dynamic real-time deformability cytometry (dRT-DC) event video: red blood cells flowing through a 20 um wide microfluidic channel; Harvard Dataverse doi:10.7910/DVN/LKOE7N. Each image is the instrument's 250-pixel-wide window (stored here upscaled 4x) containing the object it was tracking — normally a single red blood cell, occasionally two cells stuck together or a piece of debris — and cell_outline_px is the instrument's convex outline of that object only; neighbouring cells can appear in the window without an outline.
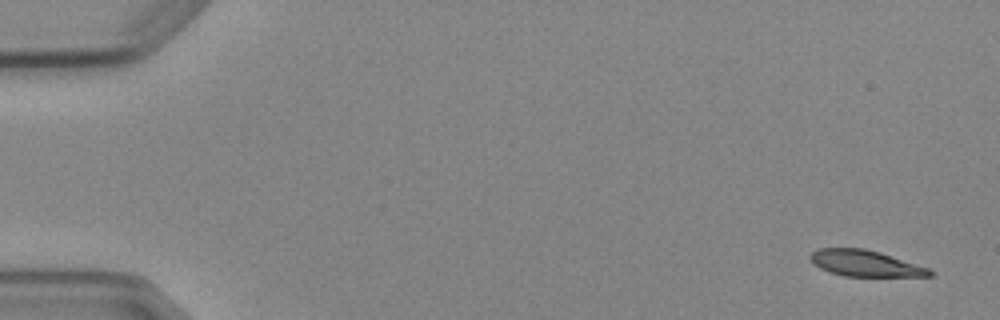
{"species": "Egyptian fruit bat (a non-hibernating species)", "species_latin": "Rousettus aegyptiacus", "temperature_condition": "cold", "stored_images_in_passage": 5, "camera_frame_rate_fps": 3000, "um_per_image_px": 0.085, "animal": {"sex": "female"}, "frame": {"image": 1, "passage_image": 1, "time_ms": 0.0, "image_size_px": [1000, 320], "cell_outline_px": [[932, 276], [844, 276], [828, 272], [820, 268], [808, 256], [812, 252], [820, 248], [864, 248], [880, 252], [928, 268], [932, 272]], "centroid_in_image_um": [73.51, 22.38], "position_along_channel_um": 11.5, "area_um2": 17.98}}
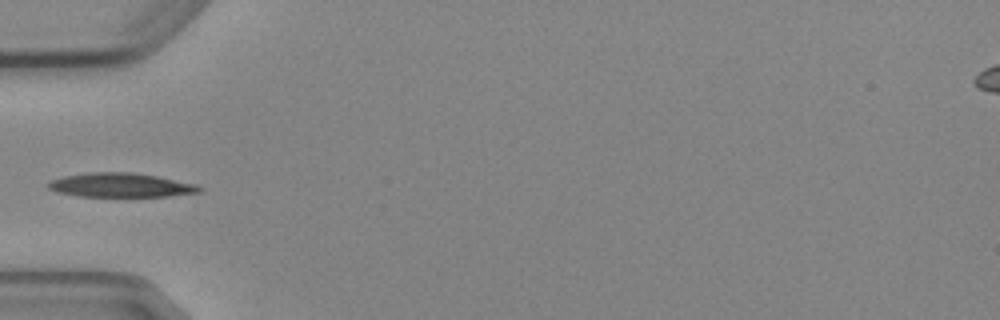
{"frame": {"image": 2, "passage_image": 5, "time_ms": 5.333, "image_size_px": [1000, 320], "cell_outline_px": [[204, 188], [200, 192], [168, 196], [80, 196], [56, 192], [48, 188], [44, 184], [48, 180], [64, 176], [88, 172], [132, 172], [156, 176], [196, 184]], "centroid_in_image_um": [10.2, 15.73], "position_along_channel_um": 74.8, "area_um2": 21.33}}